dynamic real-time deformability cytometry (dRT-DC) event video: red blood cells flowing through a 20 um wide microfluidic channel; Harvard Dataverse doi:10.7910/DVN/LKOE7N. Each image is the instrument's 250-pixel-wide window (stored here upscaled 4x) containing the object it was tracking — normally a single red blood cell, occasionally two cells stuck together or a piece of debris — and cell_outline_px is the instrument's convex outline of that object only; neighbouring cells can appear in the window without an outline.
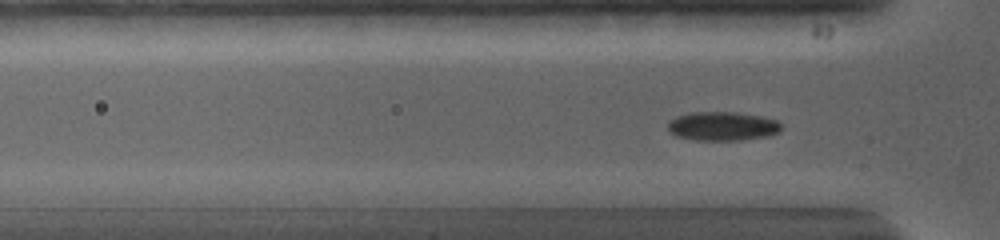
{"species": "common noctule bat (a hibernating species)", "species_latin": "Nyctalus noctula", "temperature_condition": "warm", "stored_images_in_passage": 38, "camera_frame_rate_fps": 5000, "um_per_image_px": 0.085, "animal": {"sex": "female", "body_mass_g": 19.0, "forearm_length_mm": 56.7}, "frame": {"image": 1, "passage_image": 6, "time_ms": 1.0, "image_size_px": [1000, 240], "cell_outline_px": [[780, 128], [776, 132], [768, 136], [736, 140], [696, 140], [676, 136], [668, 132], [668, 120], [676, 116], [688, 112], [736, 112], [760, 116], [776, 120], [780, 124]], "centroid_in_image_um": [61.32, 10.71], "position_along_channel_um": 64.5, "area_um2": 19.07}}
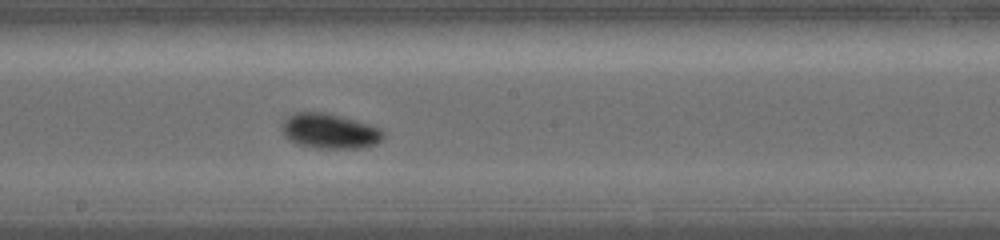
{"frame": {"image": 2, "passage_image": 24, "time_ms": 5.2, "image_size_px": [1000, 240], "cell_outline_px": [[384, 136], [376, 144], [360, 148], [316, 148], [296, 144], [288, 140], [284, 136], [280, 128], [284, 120], [292, 112], [324, 112], [340, 116], [368, 124], [380, 128], [384, 132]], "centroid_in_image_um": [27.97, 11.14], "position_along_channel_um": 220.2, "area_um2": 20.81}}
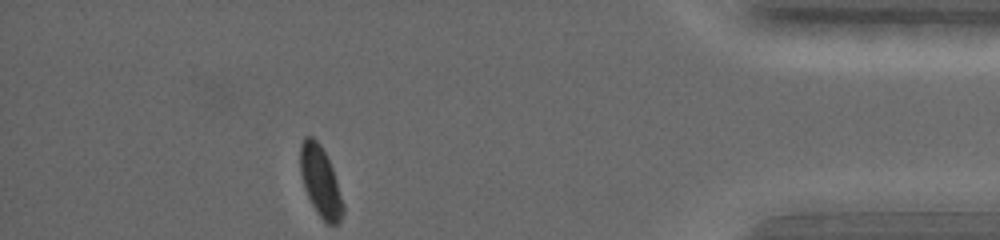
{"frame": {"image": 3, "passage_image": 38, "time_ms": 11.6, "image_size_px": [1000, 240], "cell_outline_px": [[344, 212], [340, 220], [336, 224], [328, 224], [316, 212], [304, 188], [300, 172], [300, 144], [304, 136], [312, 136], [320, 144], [332, 168], [344, 204]], "centroid_in_image_um": [27.22, 15.42], "position_along_channel_um": 408.0, "area_um2": 17.4}, "authors_computed_cell_mechanics": {"area_um2": 19.2185, "velocity_mm_per_s": 3.7038, "shape_relaxation_time_tau1_ms": 2.9563, "shape_relaxation_time_tau2_ms": null, "deformation_change_tau1": 0.106, "deformation_change_tau2": null}}